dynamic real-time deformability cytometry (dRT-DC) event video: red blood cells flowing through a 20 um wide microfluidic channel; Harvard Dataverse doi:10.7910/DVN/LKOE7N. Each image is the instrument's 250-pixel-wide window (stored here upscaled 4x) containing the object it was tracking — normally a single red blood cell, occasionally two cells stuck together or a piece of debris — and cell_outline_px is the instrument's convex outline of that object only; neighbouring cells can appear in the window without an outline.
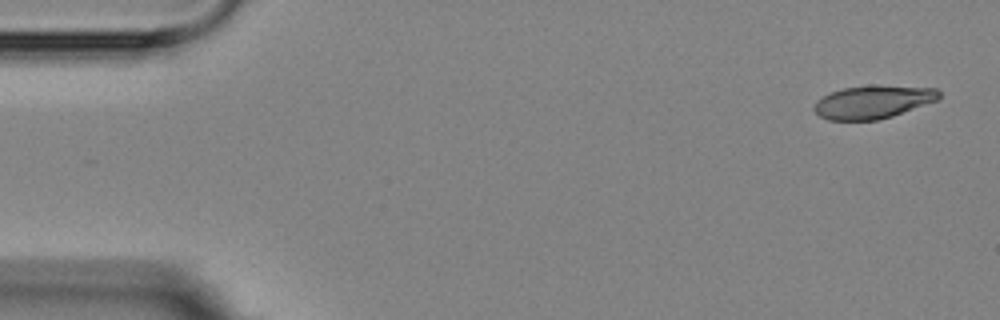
{"species": "Egyptian fruit bat (a non-hibernating species)", "species_latin": "Rousettus aegyptiacus", "temperature_condition": "room temperature", "stored_images_in_passage": 5, "camera_frame_rate_fps": 3000, "um_per_image_px": 0.085, "animal": {"sex": "female"}, "frame": {"image": 1, "passage_image": 1, "time_ms": 0.0, "image_size_px": [1000, 320], "cell_outline_px": [[940, 96], [936, 100], [892, 116], [876, 120], [828, 120], [820, 116], [812, 108], [816, 100], [832, 92], [844, 88], [872, 84], [936, 88], [940, 92]], "centroid_in_image_um": [74.18, 8.65], "position_along_channel_um": 10.8, "area_um2": 24.04}}
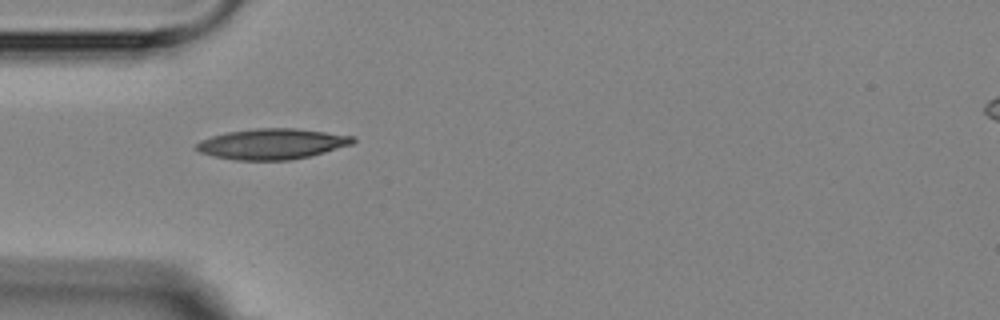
{"frame": {"image": 2, "passage_image": 5, "time_ms": 4.667, "image_size_px": [1000, 320], "cell_outline_px": [[356, 140], [352, 144], [324, 152], [292, 160], [236, 160], [212, 156], [200, 152], [196, 148], [196, 144], [200, 140], [212, 136], [228, 132], [256, 128], [296, 128], [356, 136]], "centroid_in_image_um": [23.13, 12.23], "position_along_channel_um": 61.9, "area_um2": 27.86}}